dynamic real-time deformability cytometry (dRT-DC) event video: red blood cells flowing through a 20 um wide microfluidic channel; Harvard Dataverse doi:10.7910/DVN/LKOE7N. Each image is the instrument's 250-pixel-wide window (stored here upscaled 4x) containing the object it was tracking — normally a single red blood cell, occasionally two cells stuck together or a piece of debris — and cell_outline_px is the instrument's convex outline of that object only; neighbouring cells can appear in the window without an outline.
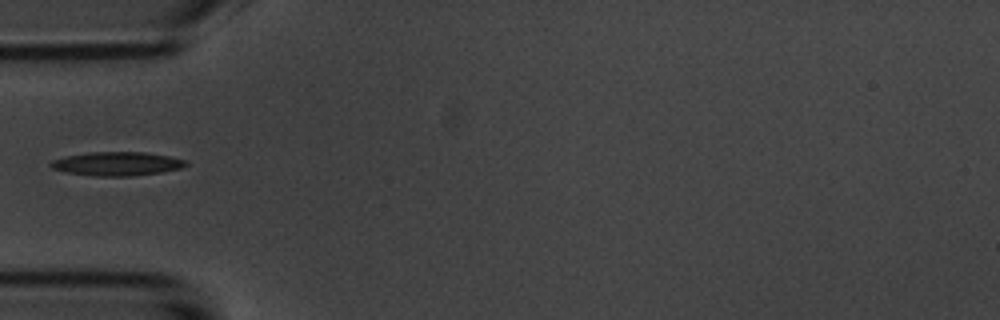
{"species": "common noctule bat (a hibernating species)", "species_latin": "Nyctalus noctula", "temperature_condition": "room temperature", "stored_images_in_passage": 2, "camera_frame_rate_fps": 3000, "um_per_image_px": 0.085, "animal": {"sex": "male", "body_mass_g": 20.1, "forearm_length_mm": 53.5}, "frame": {"image": 1, "passage_image": 1, "time_ms": 0.0, "image_size_px": [1000, 320], "cell_outline_px": [[188, 164], [184, 168], [160, 172], [128, 176], [96, 176], [64, 172], [52, 168], [48, 164], [52, 160], [68, 156], [88, 152], [144, 152], [168, 156], [188, 160]], "centroid_in_image_um": [9.96, 13.92], "position_along_channel_um": 75.0, "area_um2": 18.73}}
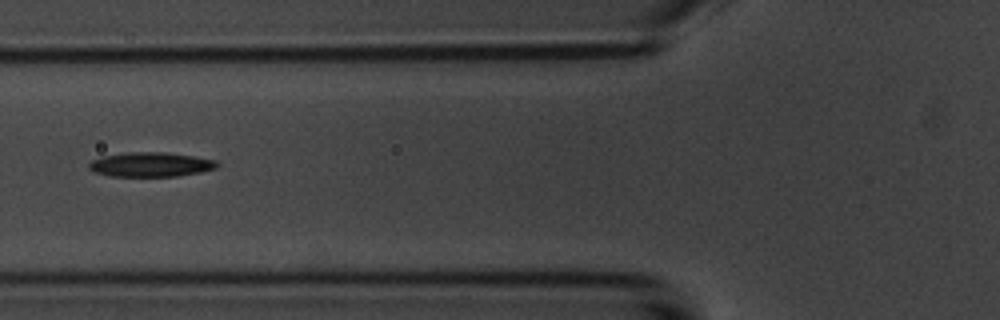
{"frame": {"image": 2, "passage_image": 2, "time_ms": 1.0, "image_size_px": [1000, 320], "cell_outline_px": [[220, 164], [216, 168], [200, 172], [176, 176], [112, 176], [96, 172], [88, 168], [88, 164], [92, 160], [104, 156], [124, 152], [164, 152], [192, 156], [216, 160]], "centroid_in_image_um": [12.81, 13.98], "position_along_channel_um": 113.0, "area_um2": 18.15}}